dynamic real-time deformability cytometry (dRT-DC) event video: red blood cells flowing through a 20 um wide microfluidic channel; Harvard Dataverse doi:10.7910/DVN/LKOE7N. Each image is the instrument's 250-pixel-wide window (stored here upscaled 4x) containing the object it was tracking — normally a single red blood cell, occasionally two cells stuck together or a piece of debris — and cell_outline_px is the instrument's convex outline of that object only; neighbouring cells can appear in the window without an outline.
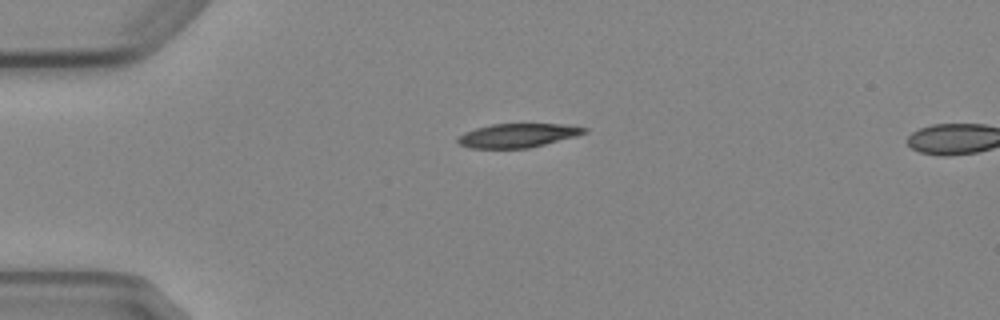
{"species": "Egyptian fruit bat (a non-hibernating species)", "species_latin": "Rousettus aegyptiacus", "temperature_condition": "cold", "stored_images_in_passage": 2, "camera_frame_rate_fps": 3000, "um_per_image_px": 0.085, "animal": {"sex": "female"}, "frame": {"image": 1, "passage_image": 1, "time_ms": 0.0, "image_size_px": [1000, 320], "cell_outline_px": [[588, 132], [576, 136], [528, 148], [468, 148], [460, 144], [456, 140], [464, 132], [476, 128], [492, 124], [564, 124], [588, 128]], "centroid_in_image_um": [44.01, 11.51], "position_along_channel_um": 41.0, "area_um2": 17.51}}